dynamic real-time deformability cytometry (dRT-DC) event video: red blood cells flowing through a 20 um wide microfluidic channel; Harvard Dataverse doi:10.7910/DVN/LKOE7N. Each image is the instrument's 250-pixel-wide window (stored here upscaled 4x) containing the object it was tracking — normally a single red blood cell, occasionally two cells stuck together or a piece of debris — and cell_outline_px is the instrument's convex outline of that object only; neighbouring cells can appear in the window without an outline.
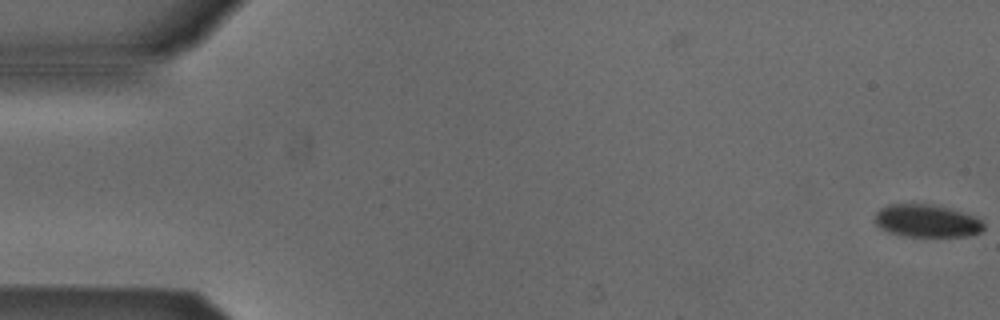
{"species": "Egyptian fruit bat (a non-hibernating species)", "species_latin": "Rousettus aegyptiacus", "temperature_condition": "cold", "stored_images_in_passage": 2, "camera_frame_rate_fps": 3000, "um_per_image_px": 0.085, "animal": {"sex": "male"}, "frame": {"image": 1, "passage_image": 2, "time_ms": 0.333, "image_size_px": [1000, 320], "cell_outline_px": [[984, 228], [980, 232], [968, 236], [904, 236], [888, 232], [880, 228], [876, 224], [876, 212], [880, 208], [888, 204], [932, 204], [948, 208], [976, 216], [984, 224]], "centroid_in_image_um": [78.77, 18.77], "position_along_channel_um": 6.2, "area_um2": 20.69}}